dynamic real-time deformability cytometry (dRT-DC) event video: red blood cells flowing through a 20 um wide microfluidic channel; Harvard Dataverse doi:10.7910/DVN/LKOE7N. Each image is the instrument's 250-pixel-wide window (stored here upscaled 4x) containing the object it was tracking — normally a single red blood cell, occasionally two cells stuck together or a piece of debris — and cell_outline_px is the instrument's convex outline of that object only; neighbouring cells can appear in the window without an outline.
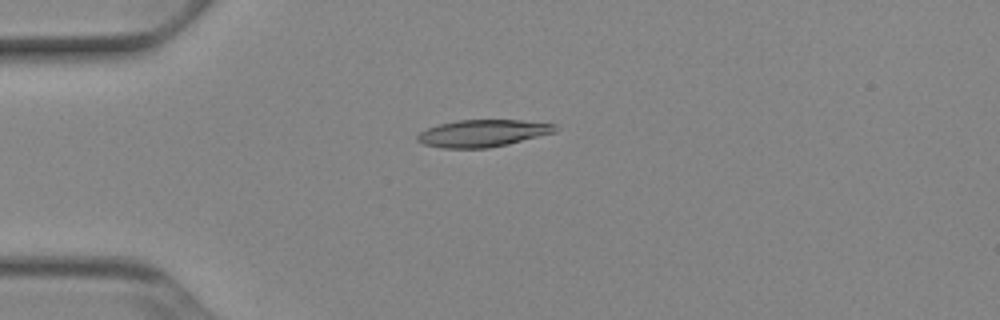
{"species": "Egyptian fruit bat (a non-hibernating species)", "species_latin": "Rousettus aegyptiacus", "temperature_condition": "cold", "stored_images_in_passage": 39, "camera_frame_rate_fps": 3000, "um_per_image_px": 0.085, "animal": {"sex": "female"}, "frame": {"image": 1, "passage_image": 1, "time_ms": 0.0, "image_size_px": [1000, 320], "cell_outline_px": [[556, 132], [508, 144], [488, 148], [444, 148], [424, 144], [416, 140], [416, 136], [420, 132], [428, 128], [440, 124], [456, 120], [520, 120], [556, 124]], "centroid_in_image_um": [41.03, 11.32], "position_along_channel_um": 44.0, "area_um2": 21.68}}
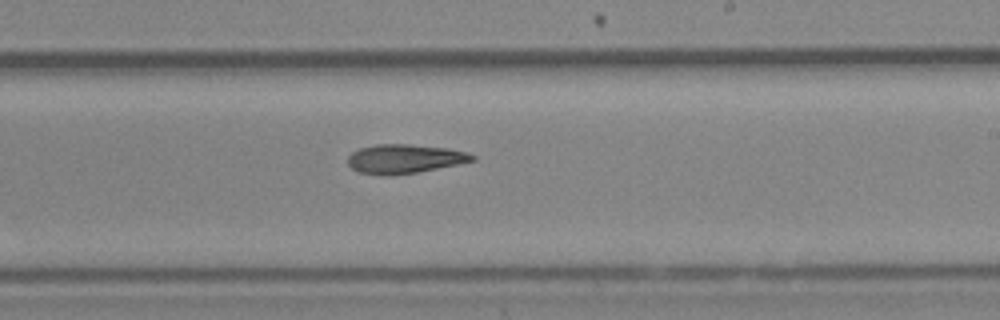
{"frame": {"image": 2, "passage_image": 19, "time_ms": 6.0, "image_size_px": [1000, 320], "cell_outline_px": [[476, 160], [416, 172], [392, 176], [384, 176], [356, 172], [348, 164], [348, 156], [352, 152], [360, 148], [376, 144], [408, 144], [448, 148], [468, 152], [476, 156]], "centroid_in_image_um": [34.35, 13.5], "position_along_channel_um": 254.6, "area_um2": 21.15}}
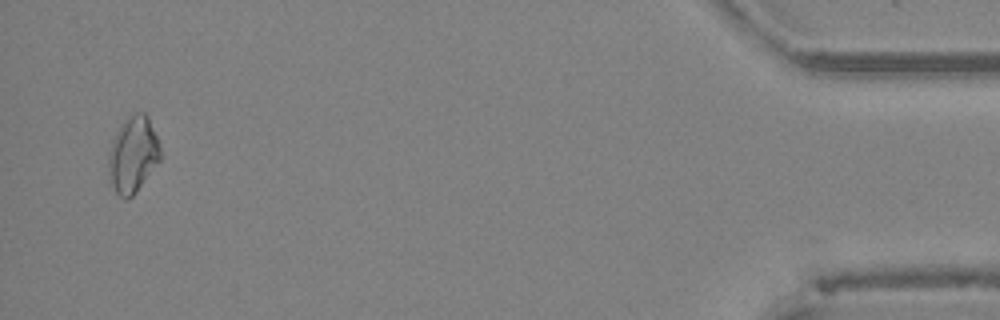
{"frame": {"image": 3, "passage_image": 38, "time_ms": 12.333, "image_size_px": [1000, 320], "cell_outline_px": [[160, 160], [136, 192], [128, 200], [124, 200], [116, 192], [112, 184], [108, 168], [108, 156], [112, 140], [120, 124], [128, 116], [136, 112], [144, 112], [148, 116], [156, 136], [160, 148]], "centroid_in_image_um": [11.29, 13.13], "position_along_channel_um": 423.9, "area_um2": 22.89}, "authors_computed_cell_mechanics": {"area_um2": 21.1548, "velocity_mm_per_s": 3.9099, "shape_relaxation_time_tau1_ms": null, "shape_relaxation_time_tau2_ms": 8.8406, "deformation_change_tau1": null, "deformation_change_tau2": 0.2107}}